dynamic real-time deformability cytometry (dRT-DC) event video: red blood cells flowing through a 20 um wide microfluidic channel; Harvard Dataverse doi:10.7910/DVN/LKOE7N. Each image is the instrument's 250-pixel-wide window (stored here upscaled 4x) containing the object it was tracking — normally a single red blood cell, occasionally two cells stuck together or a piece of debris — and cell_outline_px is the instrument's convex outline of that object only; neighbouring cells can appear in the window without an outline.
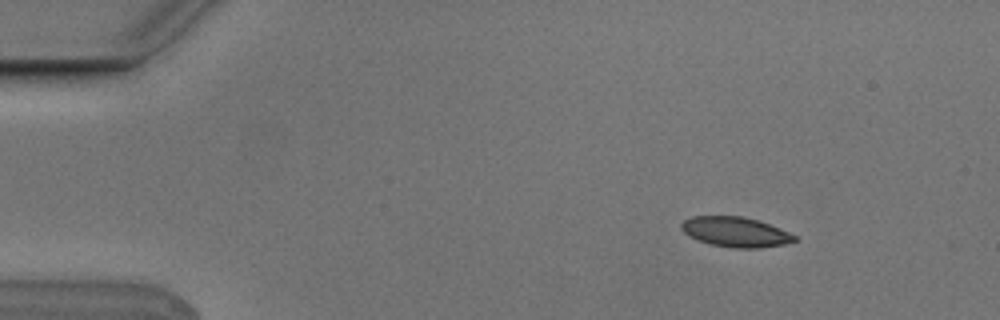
{"species": "Egyptian fruit bat (a non-hibernating species)", "species_latin": "Rousettus aegyptiacus", "temperature_condition": "cold", "stored_images_in_passage": 4, "camera_frame_rate_fps": 3000, "um_per_image_px": 0.085, "animal": {"sex": "male"}, "frame": {"image": 1, "passage_image": 1, "time_ms": 0.0, "image_size_px": [1000, 320], "cell_outline_px": [[800, 240], [784, 244], [760, 248], [732, 248], [712, 244], [688, 236], [680, 228], [680, 224], [684, 220], [692, 216], [744, 216], [780, 228], [796, 236]], "centroid_in_image_um": [62.53, 19.71], "position_along_channel_um": 22.5, "area_um2": 19.77}}
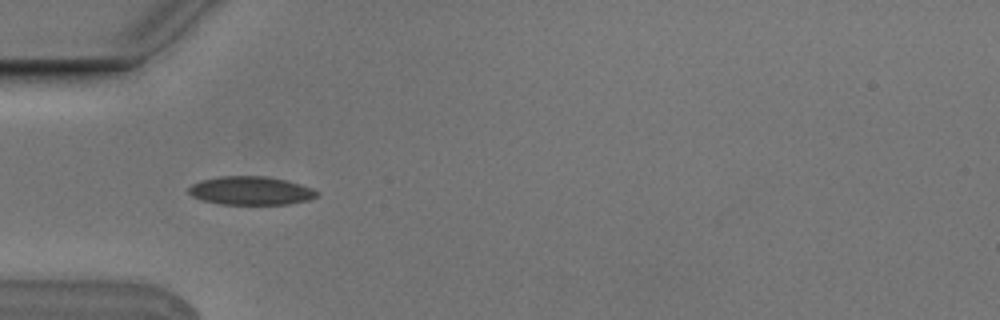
{"frame": {"image": 2, "passage_image": 3, "time_ms": 0.667, "image_size_px": [1000, 320], "cell_outline_px": [[320, 196], [308, 200], [288, 204], [220, 204], [204, 200], [192, 196], [188, 192], [188, 188], [192, 184], [200, 180], [220, 176], [264, 176], [284, 180], [300, 184], [312, 188], [320, 192]], "centroid_in_image_um": [21.33, 16.21], "position_along_channel_um": 63.7, "area_um2": 21.27}}